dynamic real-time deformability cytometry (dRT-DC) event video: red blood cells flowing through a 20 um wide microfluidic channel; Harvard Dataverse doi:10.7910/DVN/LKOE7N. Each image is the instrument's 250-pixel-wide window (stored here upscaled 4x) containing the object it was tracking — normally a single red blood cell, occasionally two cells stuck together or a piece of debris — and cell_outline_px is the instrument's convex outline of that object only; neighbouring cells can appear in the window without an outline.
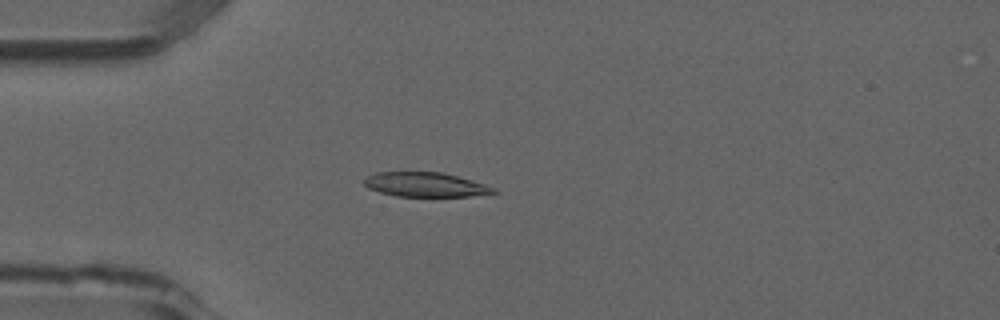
{"species": "common noctule bat (a hibernating species)", "species_latin": "Nyctalus noctula", "temperature_condition": "room temperature", "stored_images_in_passage": 52, "camera_frame_rate_fps": 3000, "um_per_image_px": 0.085, "animal": {"sex": "male", "forearm_length_mm": 52.5}, "frame": {"image": 1, "passage_image": 14, "time_ms": 4.333, "image_size_px": [1000, 320], "cell_outline_px": [[496, 192], [468, 196], [396, 196], [380, 192], [368, 188], [364, 184], [364, 176], [376, 172], [444, 172], [472, 180], [496, 188]], "centroid_in_image_um": [36.11, 15.68], "position_along_channel_um": 48.9, "area_um2": 18.38}}
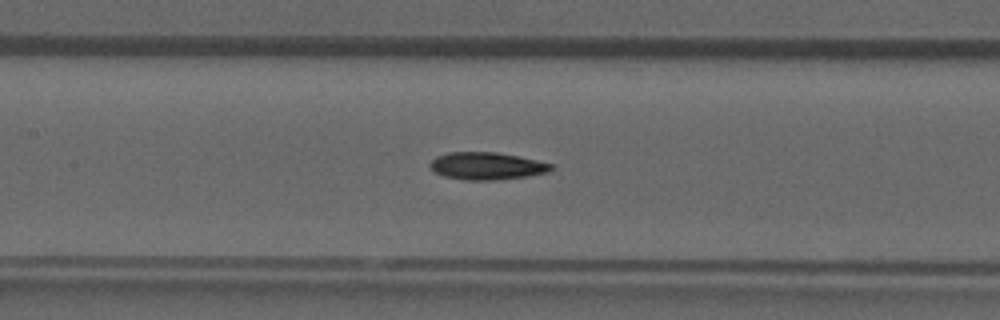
{"frame": {"image": 2, "passage_image": 24, "time_ms": 7.667, "image_size_px": [1000, 320], "cell_outline_px": [[552, 168], [548, 172], [528, 176], [496, 180], [464, 180], [444, 176], [436, 172], [428, 164], [436, 156], [448, 152], [496, 152], [520, 156], [552, 164]], "centroid_in_image_um": [41.36, 14.1], "position_along_channel_um": 166.0, "area_um2": 19.31}}
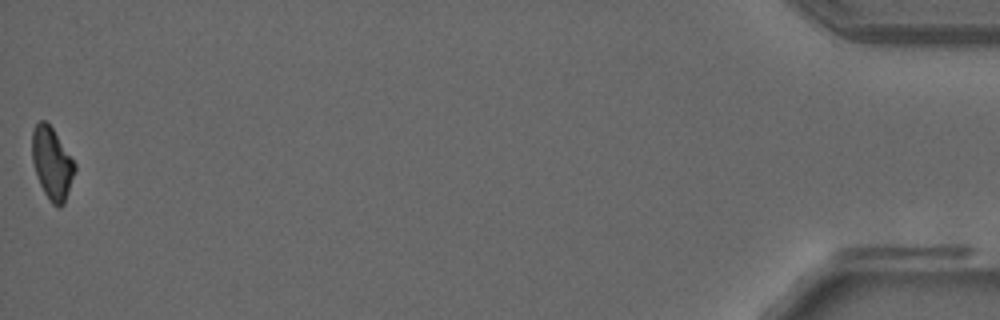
{"frame": {"image": 3, "passage_image": 52, "time_ms": 17.0, "image_size_px": [1000, 320], "cell_outline_px": [[76, 168], [64, 204], [60, 208], [52, 204], [44, 192], [40, 184], [32, 160], [32, 128], [40, 120], [44, 120], [52, 128], [76, 164]], "centroid_in_image_um": [4.41, 13.89], "position_along_channel_um": 430.8, "area_um2": 17.69}, "authors_computed_cell_mechanics": {"area_um2": 19.2185, "velocity_mm_per_s": 3.9213, "shape_relaxation_time_tau1_ms": 8.3172, "shape_relaxation_time_tau2_ms": null, "deformation_change_tau1": 0.2053, "deformation_change_tau2": null}}